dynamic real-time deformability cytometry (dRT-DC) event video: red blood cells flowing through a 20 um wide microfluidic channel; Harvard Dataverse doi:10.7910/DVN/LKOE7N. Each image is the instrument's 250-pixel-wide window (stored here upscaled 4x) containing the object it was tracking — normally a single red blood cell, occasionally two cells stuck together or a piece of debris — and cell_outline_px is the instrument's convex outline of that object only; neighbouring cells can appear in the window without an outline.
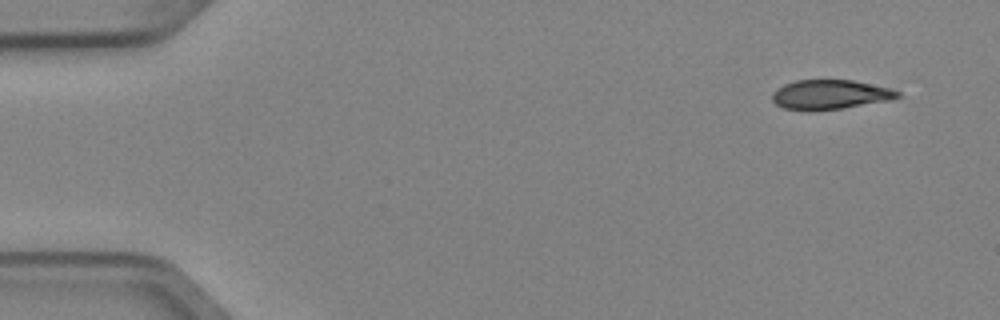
{"species": "Egyptian fruit bat (a non-hibernating species)", "species_latin": "Rousettus aegyptiacus", "temperature_condition": "cold", "stored_images_in_passage": 3, "camera_frame_rate_fps": 3000, "um_per_image_px": 0.085, "animal": {"sex": "female"}, "frame": {"image": 1, "passage_image": 1, "time_ms": 0.0, "image_size_px": [1000, 320], "cell_outline_px": [[900, 96], [888, 100], [844, 108], [784, 108], [776, 104], [772, 100], [772, 92], [776, 88], [784, 84], [796, 80], [852, 80], [892, 88], [900, 92]], "centroid_in_image_um": [70.58, 8.0], "position_along_channel_um": 14.4, "area_um2": 20.92}}